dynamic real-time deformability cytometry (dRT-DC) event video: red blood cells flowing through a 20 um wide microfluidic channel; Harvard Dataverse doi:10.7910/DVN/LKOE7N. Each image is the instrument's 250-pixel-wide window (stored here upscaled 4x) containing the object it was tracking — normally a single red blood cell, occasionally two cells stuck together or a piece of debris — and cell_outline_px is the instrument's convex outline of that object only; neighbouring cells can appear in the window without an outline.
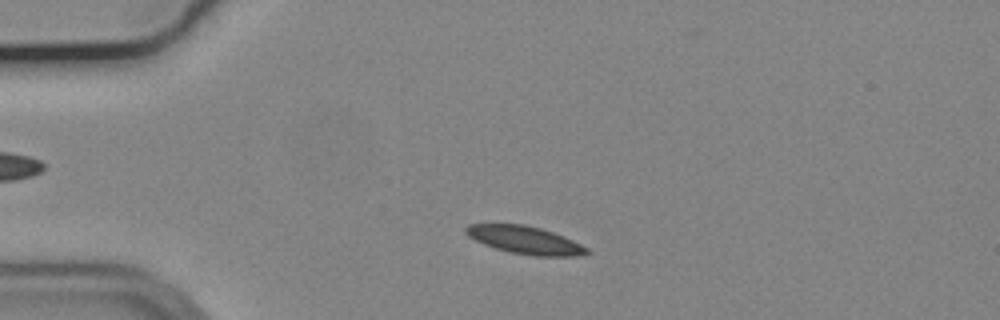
{"species": "common noctule bat (a hibernating species)", "species_latin": "Nyctalus noctula", "temperature_condition": "cold", "stored_images_in_passage": 26, "camera_frame_rate_fps": 3000, "um_per_image_px": 0.085, "animal": {"sex": "male", "body_mass_g": 19.2, "forearm_length_mm": 51.8}, "frame": {"image": 1, "passage_image": 5, "time_ms": 1.333, "image_size_px": [1000, 320], "cell_outline_px": [[592, 252], [576, 256], [536, 256], [508, 252], [484, 244], [468, 236], [464, 232], [464, 228], [468, 224], [524, 224], [540, 228], [564, 236], [588, 248]], "centroid_in_image_um": [44.62, 20.4], "position_along_channel_um": 40.4, "area_um2": 19.54}}
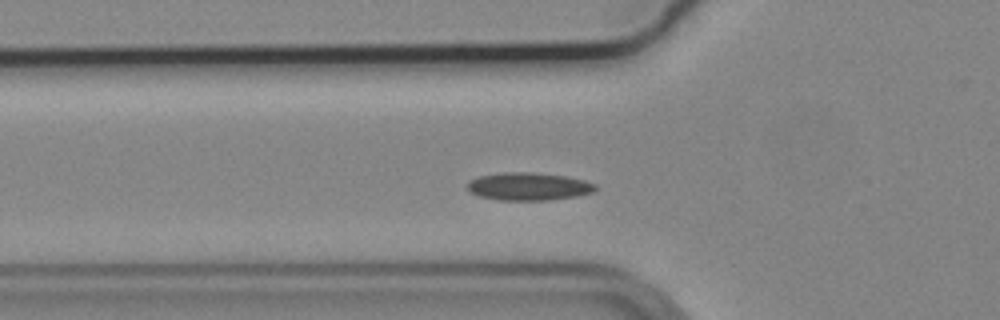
{"frame": {"image": 2, "passage_image": 11, "time_ms": 3.333, "image_size_px": [1000, 320], "cell_outline_px": [[596, 188], [592, 192], [576, 196], [548, 200], [500, 200], [480, 196], [468, 192], [464, 184], [468, 180], [480, 176], [504, 172], [532, 172], [564, 176], [584, 180], [596, 184]], "centroid_in_image_um": [44.86, 15.84], "position_along_channel_um": 80.9, "area_um2": 20.81}}